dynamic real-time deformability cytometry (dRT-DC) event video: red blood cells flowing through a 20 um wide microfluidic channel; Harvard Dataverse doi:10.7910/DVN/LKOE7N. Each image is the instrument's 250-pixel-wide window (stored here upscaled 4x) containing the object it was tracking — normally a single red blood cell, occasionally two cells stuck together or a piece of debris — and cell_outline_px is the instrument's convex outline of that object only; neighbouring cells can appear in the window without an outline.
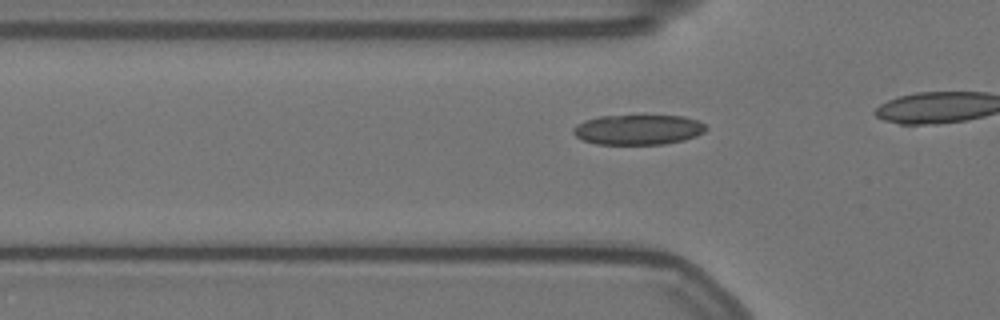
{"species": "Egyptian fruit bat (a non-hibernating species)", "species_latin": "Rousettus aegyptiacus", "temperature_condition": "warm", "stored_images_in_passage": 10, "camera_frame_rate_fps": 3000, "um_per_image_px": 0.085, "animal": {"sex": "female"}, "frame": {"image": 1, "passage_image": 5, "time_ms": 1.333, "image_size_px": [1000, 320], "cell_outline_px": [[708, 128], [704, 132], [696, 136], [684, 140], [664, 144], [596, 144], [584, 140], [576, 136], [572, 132], [572, 128], [576, 124], [584, 120], [600, 116], [684, 116], [696, 120], [704, 124]], "centroid_in_image_um": [54.23, 11.02], "position_along_channel_um": 71.6, "area_um2": 23.24}}
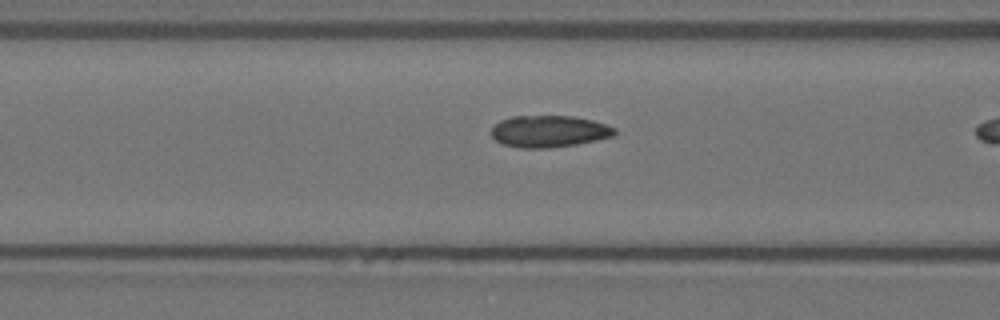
{"frame": {"image": 2, "passage_image": 9, "time_ms": 2.667, "image_size_px": [1000, 320], "cell_outline_px": [[616, 136], [576, 144], [548, 148], [520, 148], [500, 144], [492, 136], [492, 128], [500, 120], [512, 116], [572, 116], [592, 120], [616, 128]], "centroid_in_image_um": [46.66, 11.17], "position_along_channel_um": 119.9, "area_um2": 22.89}}